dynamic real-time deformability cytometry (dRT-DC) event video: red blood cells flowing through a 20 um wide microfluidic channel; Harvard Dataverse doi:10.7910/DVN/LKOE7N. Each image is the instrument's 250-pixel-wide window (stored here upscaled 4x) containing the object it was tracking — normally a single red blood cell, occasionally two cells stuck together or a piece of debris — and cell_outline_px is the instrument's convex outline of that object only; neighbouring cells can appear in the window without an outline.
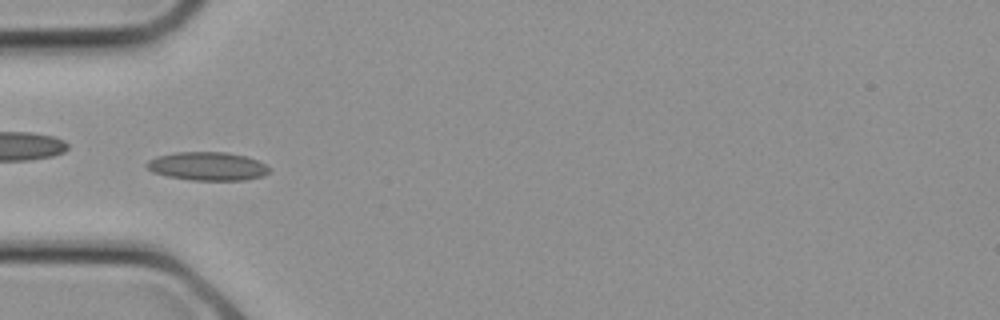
{"species": "common noctule bat (a hibernating species)", "species_latin": "Nyctalus noctula", "temperature_condition": "cold", "stored_images_in_passage": 20, "camera_frame_rate_fps": 3000, "um_per_image_px": 0.085, "animal": {"sex": "female", "body_mass_g": 21.9}, "frame": {"image": 1, "passage_image": 9, "time_ms": 2.667, "image_size_px": [1000, 320], "cell_outline_px": [[268, 172], [264, 176], [244, 180], [192, 180], [168, 176], [152, 172], [144, 164], [148, 160], [156, 156], [176, 152], [228, 152], [244, 156], [256, 160], [264, 164], [268, 168]], "centroid_in_image_um": [17.6, 14.13], "position_along_channel_um": 67.4, "area_um2": 20.23}}
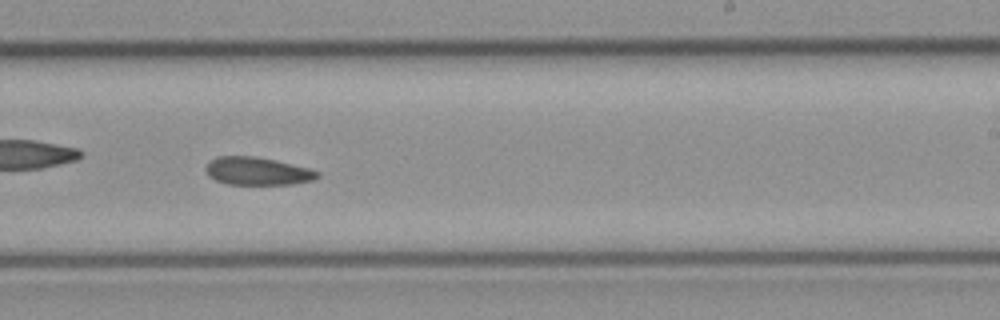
{"frame": {"image": 2, "passage_image": 17, "time_ms": 5.333, "image_size_px": [1000, 320], "cell_outline_px": [[320, 176], [312, 180], [292, 184], [228, 184], [216, 180], [208, 176], [204, 168], [208, 160], [216, 156], [256, 156], [276, 160], [308, 168], [320, 172]], "centroid_in_image_um": [21.83, 14.53], "position_along_channel_um": 267.2, "area_um2": 18.26}}